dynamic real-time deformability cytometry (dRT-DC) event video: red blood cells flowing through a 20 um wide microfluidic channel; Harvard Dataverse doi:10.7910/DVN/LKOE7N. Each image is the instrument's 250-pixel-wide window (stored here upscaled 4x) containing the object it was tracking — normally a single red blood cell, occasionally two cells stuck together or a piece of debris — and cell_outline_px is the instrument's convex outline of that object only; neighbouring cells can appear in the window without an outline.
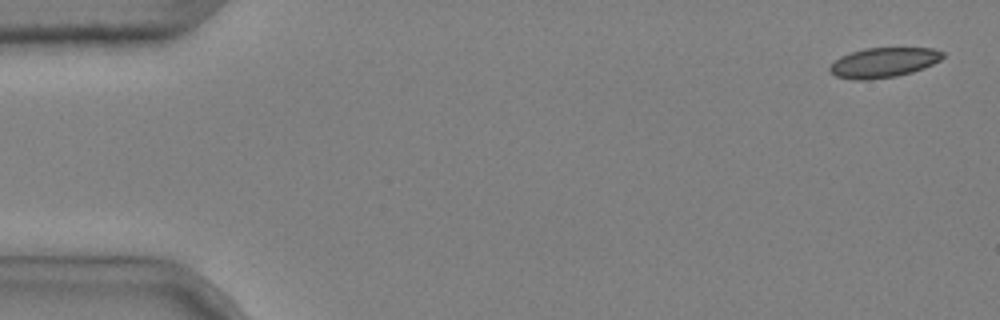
{"species": "common noctule bat (a hibernating species)", "species_latin": "Nyctalus noctula", "temperature_condition": "cold", "stored_images_in_passage": 3, "camera_frame_rate_fps": 3000, "um_per_image_px": 0.085, "animal": {"sex": "male", "body_mass_g": 20.4}, "frame": {"image": 1, "passage_image": 1, "time_ms": 0.0, "image_size_px": [1000, 320], "cell_outline_px": [[944, 56], [940, 60], [924, 68], [912, 72], [896, 76], [868, 80], [856, 80], [836, 76], [828, 68], [840, 56], [864, 48], [932, 48], [944, 52]], "centroid_in_image_um": [75.12, 5.31], "position_along_channel_um": 9.9, "area_um2": 19.54}}